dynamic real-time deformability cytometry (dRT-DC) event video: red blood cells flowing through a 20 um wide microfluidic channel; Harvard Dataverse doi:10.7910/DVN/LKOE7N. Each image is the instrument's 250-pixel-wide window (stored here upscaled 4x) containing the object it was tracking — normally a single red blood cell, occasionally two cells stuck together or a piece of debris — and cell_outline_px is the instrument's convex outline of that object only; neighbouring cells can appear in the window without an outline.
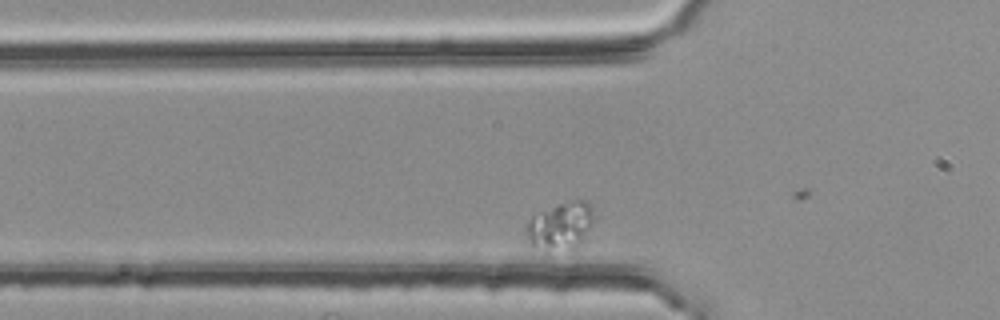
{"species": "common noctule bat (a hibernating species)", "species_latin": "Nyctalus noctula", "temperature_condition": "room temperature", "stored_images_in_passage": 39, "camera_frame_rate_fps": 3000, "um_per_image_px": 0.085, "animal": {"sex": "female", "body_mass_g": 25.1}, "frame": {"image": 1, "passage_image": 10, "time_ms": 3.0, "image_size_px": [1000, 320], "cell_outline_px": [[596, 216], [584, 240], [576, 252], [572, 256], [544, 256], [528, 244], [524, 228], [524, 224], [532, 216], [556, 204], [576, 200], [588, 200], [592, 204]], "centroid_in_image_um": [47.63, 19.39], "position_along_channel_um": 78.2, "area_um2": 21.27}}
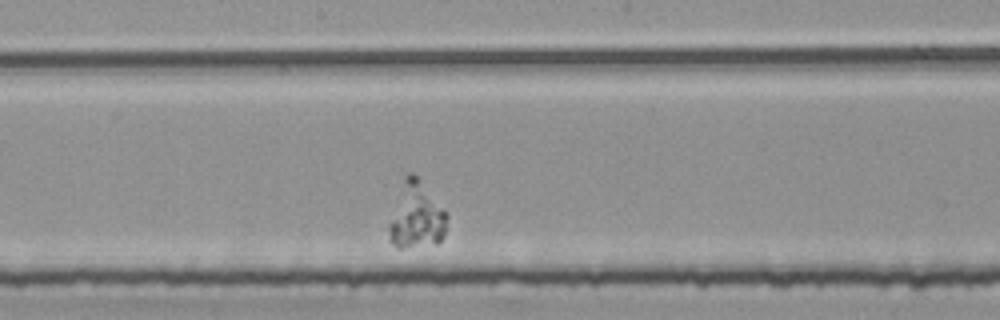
{"frame": {"image": 2, "passage_image": 23, "time_ms": 7.333, "image_size_px": [1000, 320], "cell_outline_px": [[448, 216], [444, 236], [436, 244], [404, 248], [396, 248], [388, 240], [388, 224], [404, 176], [408, 172], [412, 172], [416, 176], [448, 212]], "centroid_in_image_um": [35.38, 18.37], "position_along_channel_um": 212.8, "area_um2": 22.72}}
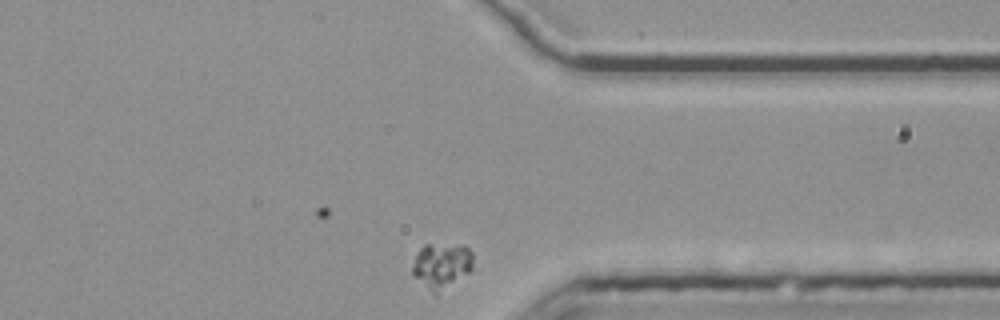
{"frame": {"image": 3, "passage_image": 38, "time_ms": 12.333, "image_size_px": [1000, 320], "cell_outline_px": [[472, 268], [468, 272], [436, 296], [412, 272], [412, 268], [416, 256], [420, 248], [424, 244], [464, 244], [472, 252]], "centroid_in_image_um": [37.56, 22.54], "position_along_channel_um": 373.8, "area_um2": 15.9}}